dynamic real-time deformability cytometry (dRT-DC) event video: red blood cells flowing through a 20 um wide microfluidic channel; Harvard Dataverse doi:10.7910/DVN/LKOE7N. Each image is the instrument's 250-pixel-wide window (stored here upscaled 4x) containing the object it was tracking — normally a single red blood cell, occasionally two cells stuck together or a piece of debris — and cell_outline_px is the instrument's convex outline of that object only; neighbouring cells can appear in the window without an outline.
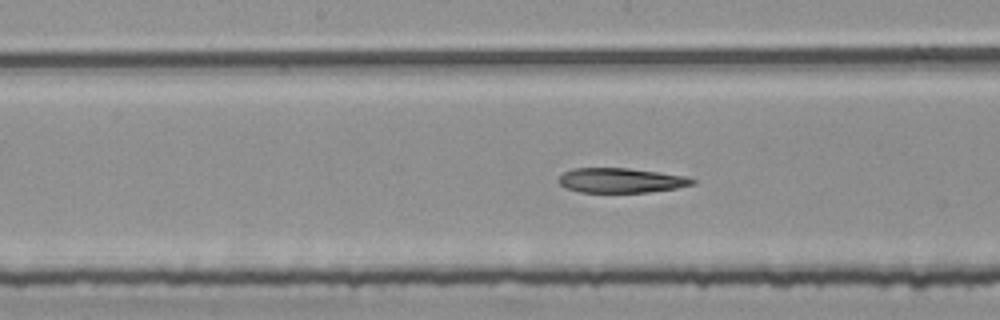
{"species": "common noctule bat (a hibernating species)", "species_latin": "Nyctalus noctula", "temperature_condition": "room temperature", "stored_images_in_passage": 53, "segment_of_instrument_passage": [2, 2], "camera_frame_rate_fps": 3000, "um_per_image_px": 0.085, "animal": {"sex": "female", "body_mass_g": 25.1}, "frame": {"image": 1, "passage_image": 27, "time_ms": 8.667, "image_size_px": [1000, 320], "cell_outline_px": [[696, 184], [676, 188], [648, 192], [580, 192], [564, 188], [556, 180], [564, 172], [572, 168], [628, 168], [688, 176], [696, 180]], "centroid_in_image_um": [52.78, 15.33], "position_along_channel_um": 195.4, "area_um2": 19.42}}
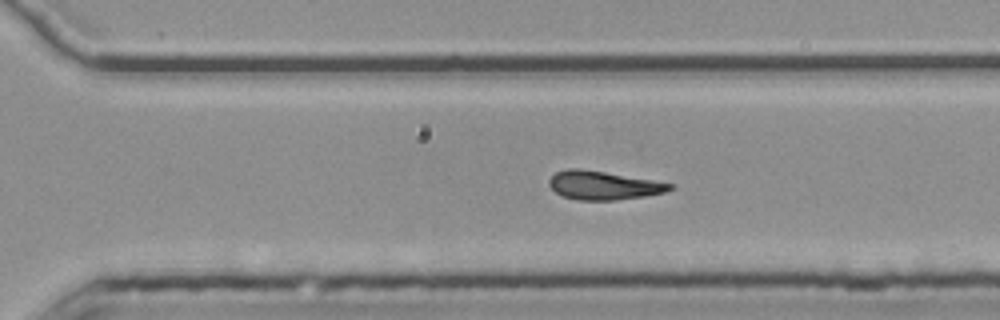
{"frame": {"image": 2, "passage_image": 37, "time_ms": 12.0, "image_size_px": [1000, 320], "cell_outline_px": [[676, 188], [664, 192], [644, 196], [616, 200], [576, 200], [560, 196], [548, 184], [548, 180], [556, 172], [568, 168], [580, 168], [676, 184]], "centroid_in_image_um": [51.28, 15.76], "position_along_channel_um": 319.3, "area_um2": 20.17}}
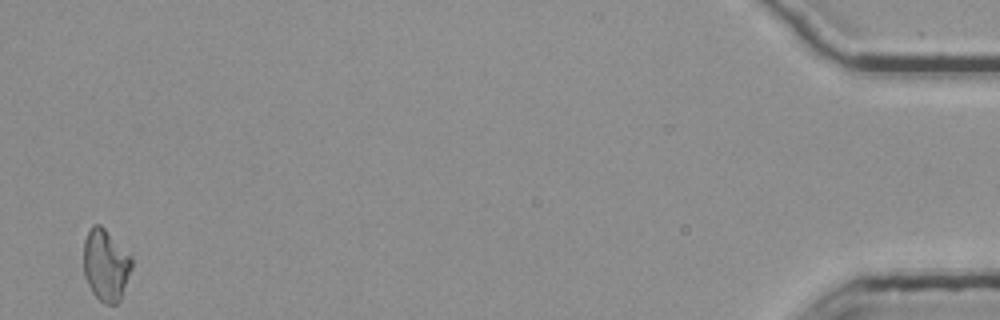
{"frame": {"image": 3, "passage_image": 53, "time_ms": 17.333, "image_size_px": [1000, 320], "cell_outline_px": [[132, 268], [120, 300], [116, 304], [104, 304], [92, 292], [84, 276], [84, 240], [92, 224], [100, 224], [132, 256]], "centroid_in_image_um": [8.99, 22.53], "position_along_channel_um": 426.2, "area_um2": 20.11}}